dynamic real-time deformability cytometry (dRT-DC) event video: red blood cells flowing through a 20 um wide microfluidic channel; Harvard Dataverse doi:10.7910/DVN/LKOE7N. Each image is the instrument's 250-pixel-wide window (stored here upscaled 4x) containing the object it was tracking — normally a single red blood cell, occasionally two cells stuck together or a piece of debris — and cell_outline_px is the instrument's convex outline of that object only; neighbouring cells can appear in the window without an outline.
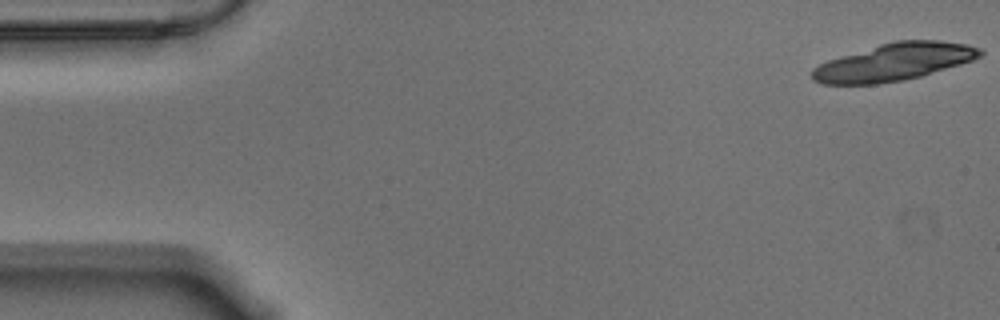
{"species": "Egyptian fruit bat (a non-hibernating species)", "species_latin": "Rousettus aegyptiacus", "temperature_condition": "warm", "stored_images_in_passage": 19, "camera_frame_rate_fps": 3000, "um_per_image_px": 0.085, "animal": {"sex": "male"}, "frame": {"image": 1, "passage_image": 1, "time_ms": 0.0, "image_size_px": [1000, 320], "cell_outline_px": [[984, 52], [980, 56], [972, 60], [960, 64], [920, 76], [904, 80], [876, 84], [824, 84], [812, 80], [812, 68], [828, 60], [840, 56], [880, 44], [896, 40], [940, 40], [968, 44], [980, 48]], "centroid_in_image_um": [76.0, 5.27], "position_along_channel_um": 9.0, "area_um2": 36.41}}